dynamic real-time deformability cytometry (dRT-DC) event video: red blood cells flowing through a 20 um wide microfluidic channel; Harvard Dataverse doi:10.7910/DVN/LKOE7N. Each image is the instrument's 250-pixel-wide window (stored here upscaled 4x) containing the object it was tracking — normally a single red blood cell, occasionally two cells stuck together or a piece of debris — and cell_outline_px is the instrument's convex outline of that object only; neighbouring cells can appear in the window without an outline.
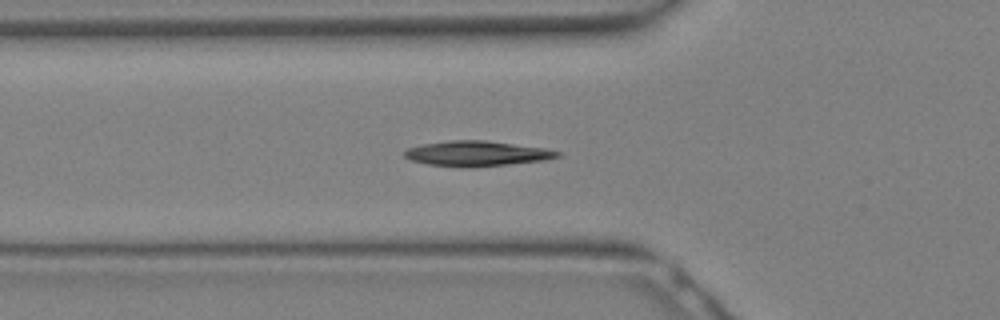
{"species": "Egyptian fruit bat (a non-hibernating species)", "species_latin": "Rousettus aegyptiacus", "temperature_condition": "warm", "stored_images_in_passage": 26, "camera_frame_rate_fps": 3000, "um_per_image_px": 0.085, "animal": {"sex": "female"}, "frame": {"image": 1, "passage_image": 5, "time_ms": 1.333, "image_size_px": [1000, 320], "cell_outline_px": [[560, 156], [544, 160], [508, 164], [468, 168], [428, 164], [412, 160], [404, 156], [404, 152], [408, 148], [424, 144], [448, 140], [484, 140], [544, 148], [560, 152]], "centroid_in_image_um": [40.51, 13.05], "position_along_channel_um": 85.3, "area_um2": 22.2}}
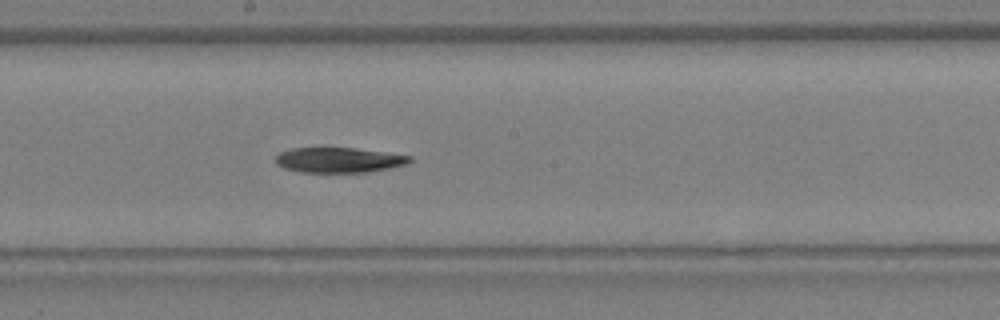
{"frame": {"image": 2, "passage_image": 11, "time_ms": 3.333, "image_size_px": [1000, 320], "cell_outline_px": [[412, 160], [408, 164], [392, 168], [368, 172], [304, 172], [284, 168], [276, 164], [276, 156], [280, 152], [292, 148], [324, 144], [388, 152], [412, 156]], "centroid_in_image_um": [28.8, 13.55], "position_along_channel_um": 219.4, "area_um2": 20.69}}
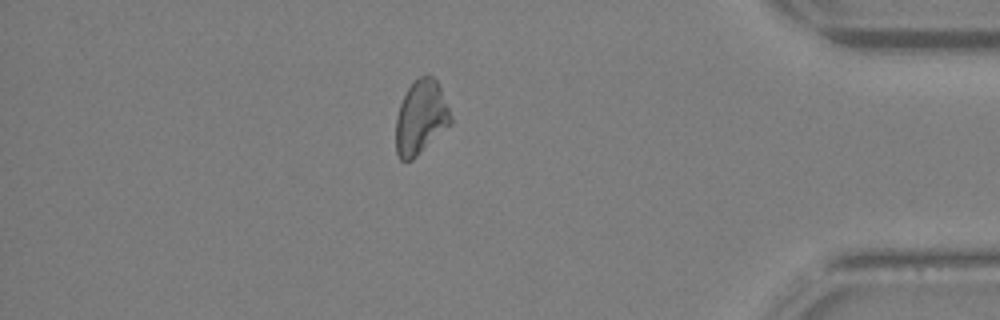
{"frame": {"image": 3, "passage_image": 26, "time_ms": 8.333, "image_size_px": [1000, 320], "cell_outline_px": [[452, 124], [412, 160], [400, 160], [396, 152], [396, 116], [400, 104], [408, 88], [420, 76], [428, 72], [436, 80], [440, 88], [452, 116]], "centroid_in_image_um": [35.78, 9.98], "position_along_channel_um": 399.4, "area_um2": 23.64}}